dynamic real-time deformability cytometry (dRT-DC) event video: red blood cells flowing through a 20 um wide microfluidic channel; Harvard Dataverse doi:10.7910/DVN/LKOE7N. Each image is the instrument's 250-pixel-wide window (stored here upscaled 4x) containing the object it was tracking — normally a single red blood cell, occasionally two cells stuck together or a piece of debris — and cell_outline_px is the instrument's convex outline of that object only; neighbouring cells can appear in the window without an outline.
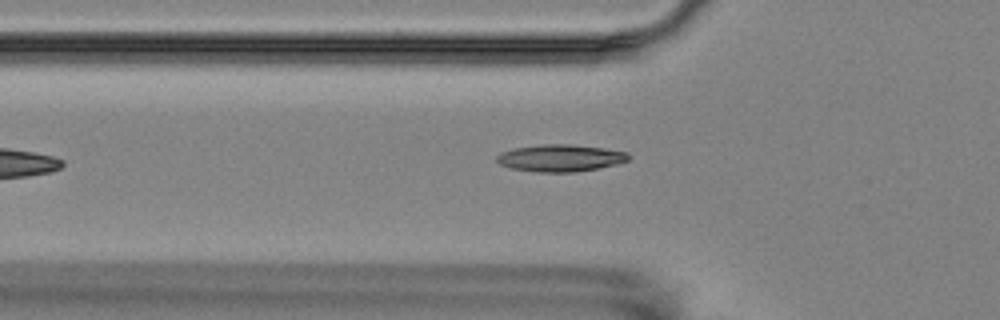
{"species": "Egyptian fruit bat (a non-hibernating species)", "species_latin": "Rousettus aegyptiacus", "temperature_condition": "room temperature", "stored_images_in_passage": 8, "camera_frame_rate_fps": 3000, "um_per_image_px": 0.085, "animal": {"sex": "female"}, "frame": {"image": 1, "passage_image": 6, "time_ms": 5.667, "image_size_px": [1000, 320], "cell_outline_px": [[632, 156], [628, 160], [616, 164], [596, 168], [572, 172], [536, 172], [512, 168], [500, 164], [496, 160], [496, 156], [500, 152], [516, 148], [544, 144], [572, 144], [604, 148], [628, 152]], "centroid_in_image_um": [47.64, 13.42], "position_along_channel_um": 78.2, "area_um2": 20.69}}
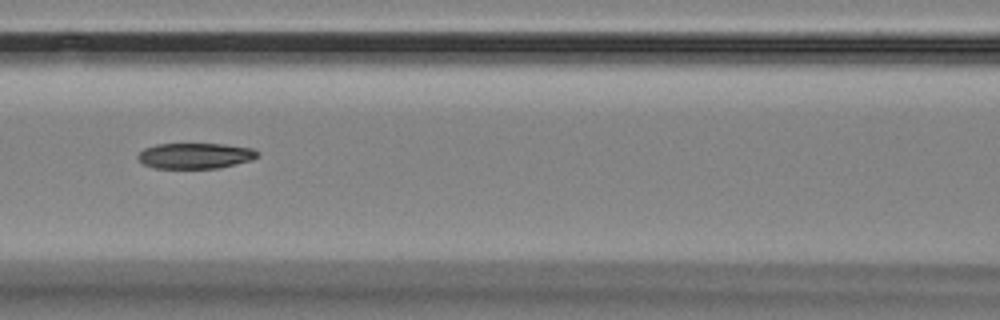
{"frame": {"image": 2, "passage_image": 8, "time_ms": 7.667, "image_size_px": [1000, 320], "cell_outline_px": [[260, 156], [252, 160], [236, 164], [216, 168], [152, 168], [144, 164], [136, 156], [144, 148], [156, 144], [224, 144], [252, 148]], "centroid_in_image_um": [16.58, 13.24], "position_along_channel_um": 150.0, "area_um2": 17.86}}